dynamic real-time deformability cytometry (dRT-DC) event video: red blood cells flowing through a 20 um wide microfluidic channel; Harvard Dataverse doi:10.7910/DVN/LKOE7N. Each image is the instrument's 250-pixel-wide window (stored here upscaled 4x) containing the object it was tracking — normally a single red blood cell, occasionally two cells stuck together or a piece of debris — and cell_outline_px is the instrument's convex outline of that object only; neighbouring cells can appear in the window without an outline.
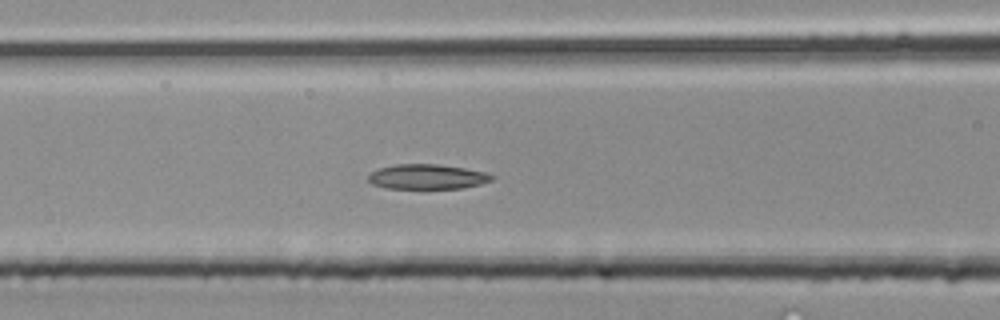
{"species": "common noctule bat (a hibernating species)", "species_latin": "Nyctalus noctula", "temperature_condition": "room temperature", "stored_images_in_passage": 40, "segment_of_instrument_passage": [2, 2], "camera_frame_rate_fps": 3000, "um_per_image_px": 0.085, "animal": {"sex": "male", "body_mass_g": 20.4}, "frame": {"image": 1, "passage_image": 16, "time_ms": 5.0, "image_size_px": [1000, 320], "cell_outline_px": [[496, 176], [492, 180], [480, 184], [460, 188], [388, 188], [372, 184], [368, 180], [368, 176], [372, 172], [380, 168], [396, 164], [436, 164], [464, 168], [488, 172]], "centroid_in_image_um": [36.35, 15.01], "position_along_channel_um": 130.3, "area_um2": 17.8}}
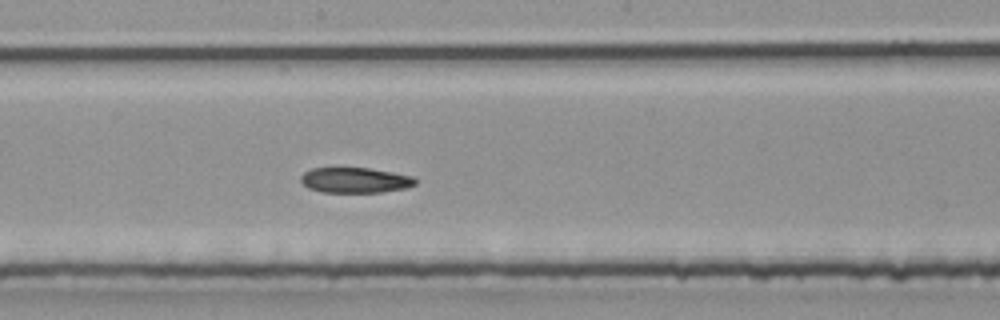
{"frame": {"image": 2, "passage_image": 21, "time_ms": 6.667, "image_size_px": [1000, 320], "cell_outline_px": [[416, 184], [408, 188], [380, 192], [324, 192], [308, 188], [300, 180], [300, 176], [304, 172], [312, 168], [368, 168], [392, 172], [412, 176], [416, 180]], "centroid_in_image_um": [30.19, 15.31], "position_along_channel_um": 218.0, "area_um2": 16.88}}
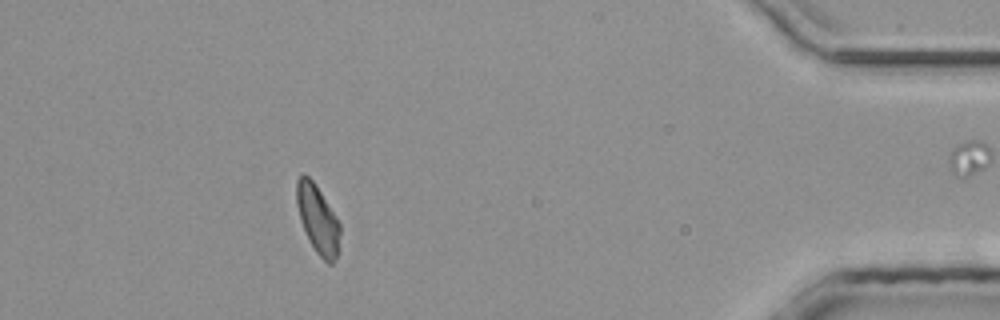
{"frame": {"image": 3, "passage_image": 35, "time_ms": 11.333, "image_size_px": [1000, 320], "cell_outline_px": [[340, 248], [332, 264], [328, 264], [316, 252], [308, 240], [300, 220], [296, 204], [296, 180], [304, 172], [316, 184], [340, 224]], "centroid_in_image_um": [27.0, 18.64], "position_along_channel_um": 408.2, "area_um2": 17.46}}